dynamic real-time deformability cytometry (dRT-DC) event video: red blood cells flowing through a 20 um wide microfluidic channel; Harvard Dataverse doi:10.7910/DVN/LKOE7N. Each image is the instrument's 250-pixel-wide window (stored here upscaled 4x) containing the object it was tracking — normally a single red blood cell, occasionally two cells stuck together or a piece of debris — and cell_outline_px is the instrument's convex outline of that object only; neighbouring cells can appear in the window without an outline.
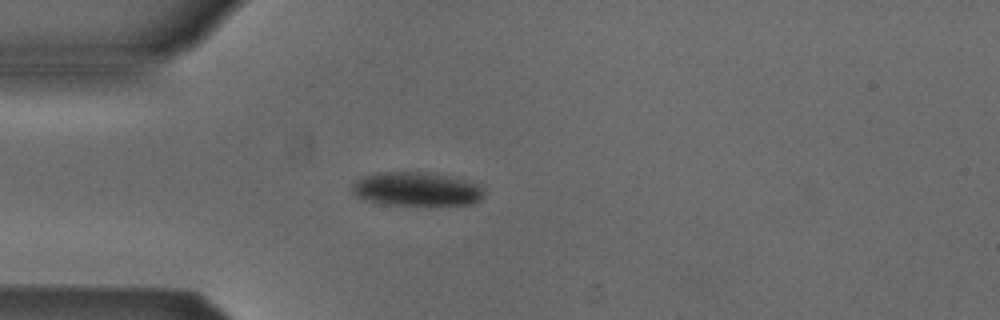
{"species": "Egyptian fruit bat (a non-hibernating species)", "species_latin": "Rousettus aegyptiacus", "temperature_condition": "cold", "stored_images_in_passage": 5, "camera_frame_rate_fps": 3000, "um_per_image_px": 0.085, "animal": {"sex": "male"}, "frame": {"image": 1, "passage_image": 5, "time_ms": 1.333, "image_size_px": [1000, 320], "cell_outline_px": [[484, 192], [480, 200], [472, 204], [384, 204], [368, 200], [356, 196], [352, 192], [352, 184], [356, 180], [364, 176], [376, 172], [428, 172], [448, 176], [476, 184]], "centroid_in_image_um": [35.35, 16.06], "position_along_channel_um": 49.7, "area_um2": 25.49}}